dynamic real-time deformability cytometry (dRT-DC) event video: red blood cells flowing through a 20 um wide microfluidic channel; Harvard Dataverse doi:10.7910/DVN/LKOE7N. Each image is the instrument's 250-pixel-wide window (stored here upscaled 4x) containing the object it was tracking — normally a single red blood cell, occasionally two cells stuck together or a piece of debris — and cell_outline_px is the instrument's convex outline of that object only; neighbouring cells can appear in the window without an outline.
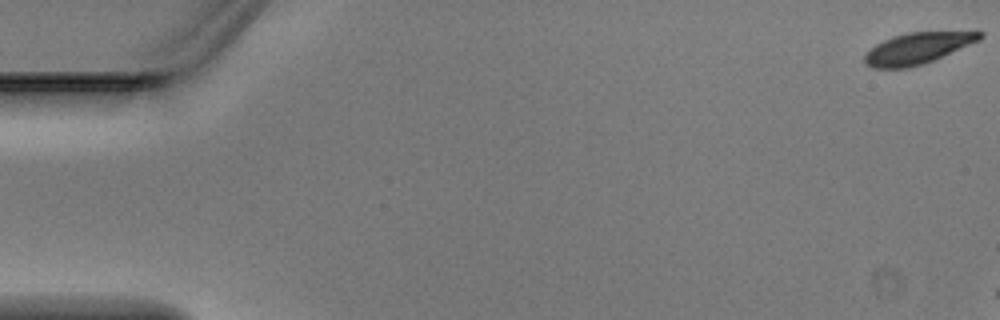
{"species": "Egyptian fruit bat (a non-hibernating species)", "species_latin": "Rousettus aegyptiacus", "temperature_condition": "warm", "stored_images_in_passage": 7, "camera_frame_rate_fps": 3000, "um_per_image_px": 0.085, "animal": {"sex": "male"}, "frame": {"image": 1, "passage_image": 1, "time_ms": 0.0, "image_size_px": [1000, 320], "cell_outline_px": [[984, 36], [980, 40], [932, 60], [908, 68], [872, 68], [864, 64], [864, 56], [876, 44], [892, 36], [908, 32], [984, 32]], "centroid_in_image_um": [77.96, 4.1], "position_along_channel_um": 7.0, "area_um2": 20.58}}
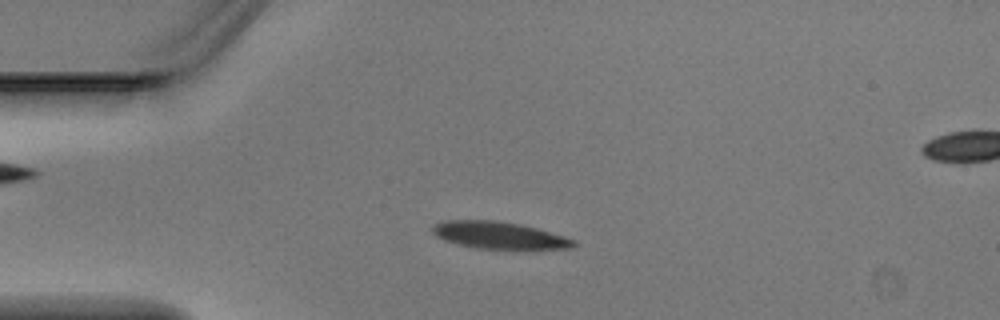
{"frame": {"image": 2, "passage_image": 5, "time_ms": 1.333, "image_size_px": [1000, 320], "cell_outline_px": [[576, 244], [572, 248], [476, 248], [456, 244], [444, 240], [436, 236], [432, 232], [432, 228], [436, 224], [444, 220], [496, 220], [520, 224], [536, 228], [564, 236], [576, 240]], "centroid_in_image_um": [42.39, 19.98], "position_along_channel_um": 42.6, "area_um2": 21.96}}
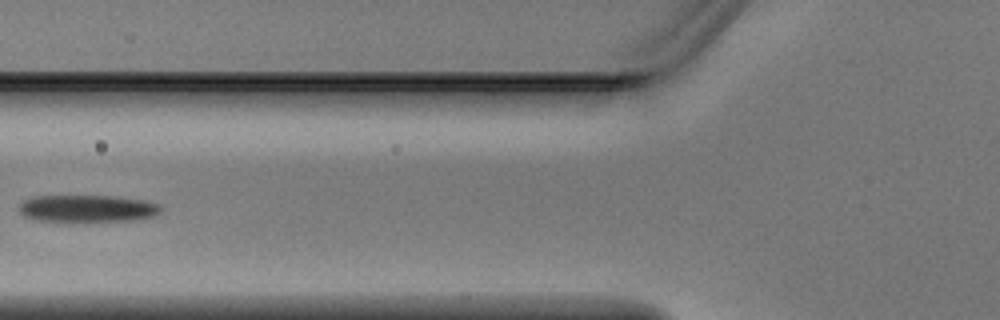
{"frame": {"image": 3, "passage_image": 7, "time_ms": 2.0, "image_size_px": [1000, 320], "cell_outline_px": [[164, 208], [156, 216], [132, 220], [36, 220], [24, 216], [16, 208], [24, 200], [32, 196], [116, 196], [144, 200], [160, 204]], "centroid_in_image_um": [7.45, 17.7], "position_along_channel_um": 118.3, "area_um2": 22.25}}